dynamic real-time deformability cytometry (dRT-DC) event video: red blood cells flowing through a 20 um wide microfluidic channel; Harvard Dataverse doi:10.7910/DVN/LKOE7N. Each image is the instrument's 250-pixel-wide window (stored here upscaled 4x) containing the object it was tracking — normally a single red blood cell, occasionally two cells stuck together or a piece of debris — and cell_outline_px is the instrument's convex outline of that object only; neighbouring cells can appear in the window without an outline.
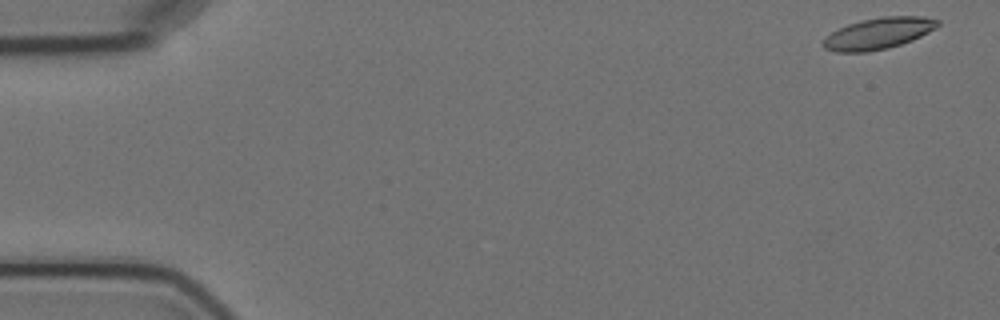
{"species": "Egyptian fruit bat (a non-hibernating species)", "species_latin": "Rousettus aegyptiacus", "temperature_condition": "cold", "stored_images_in_passage": 7, "camera_frame_rate_fps": 3000, "um_per_image_px": 0.085, "animal": {"sex": "female"}, "frame": {"image": 1, "passage_image": 1, "time_ms": 0.0, "image_size_px": [1000, 320], "cell_outline_px": [[940, 24], [936, 28], [912, 40], [888, 48], [868, 52], [836, 52], [824, 48], [820, 44], [832, 32], [848, 24], [860, 20], [884, 16], [920, 16], [940, 20]], "centroid_in_image_um": [74.66, 2.84], "position_along_channel_um": 10.3, "area_um2": 20.87}}
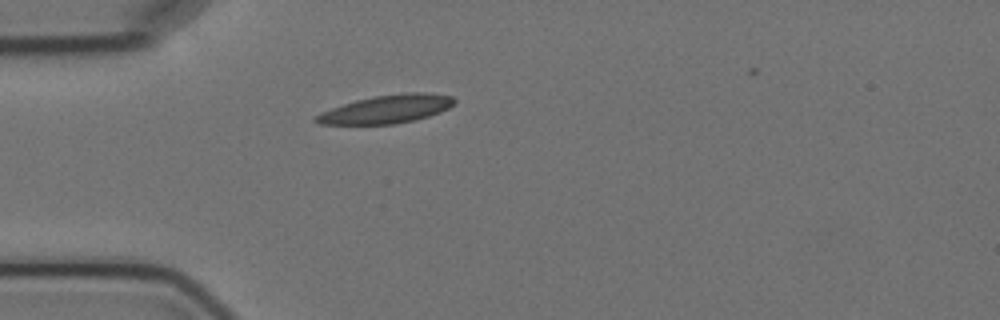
{"frame": {"image": 2, "passage_image": 5, "time_ms": 4.667, "image_size_px": [1000, 320], "cell_outline_px": [[456, 104], [440, 112], [428, 116], [412, 120], [392, 124], [320, 124], [312, 120], [320, 112], [356, 100], [376, 96], [404, 92], [424, 92], [452, 96], [456, 100]], "centroid_in_image_um": [32.88, 9.27], "position_along_channel_um": 52.1, "area_um2": 22.6}}